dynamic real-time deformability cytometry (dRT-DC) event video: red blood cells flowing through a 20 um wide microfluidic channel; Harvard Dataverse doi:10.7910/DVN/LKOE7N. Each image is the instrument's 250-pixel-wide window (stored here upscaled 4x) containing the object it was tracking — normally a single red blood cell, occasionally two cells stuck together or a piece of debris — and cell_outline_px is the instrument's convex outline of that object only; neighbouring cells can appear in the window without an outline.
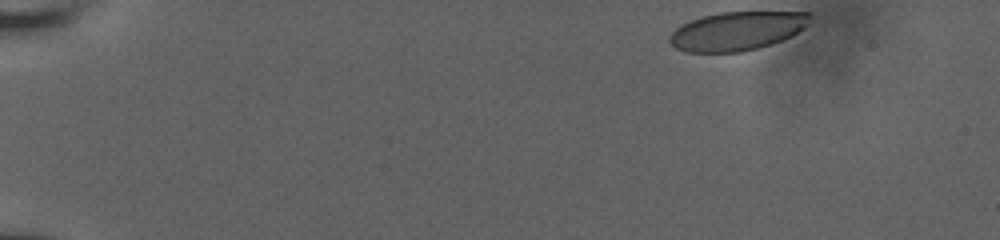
{"species": "human", "species_latin": "Homo sapiens", "temperature_condition": "room temperature", "stored_images_in_passage": 10, "camera_frame_rate_fps": 3000, "um_per_image_px": 0.085, "donor": {"sex": "male"}, "frame": {"image": 1, "passage_image": 1, "time_ms": 0.0, "image_size_px": [1000, 240], "cell_outline_px": [[812, 16], [808, 24], [804, 28], [792, 36], [772, 44], [740, 52], [684, 52], [676, 48], [668, 40], [672, 32], [676, 28], [692, 20], [704, 16], [720, 12], [812, 12]], "centroid_in_image_um": [62.68, 2.63], "position_along_channel_um": 22.3, "area_um2": 31.62}}